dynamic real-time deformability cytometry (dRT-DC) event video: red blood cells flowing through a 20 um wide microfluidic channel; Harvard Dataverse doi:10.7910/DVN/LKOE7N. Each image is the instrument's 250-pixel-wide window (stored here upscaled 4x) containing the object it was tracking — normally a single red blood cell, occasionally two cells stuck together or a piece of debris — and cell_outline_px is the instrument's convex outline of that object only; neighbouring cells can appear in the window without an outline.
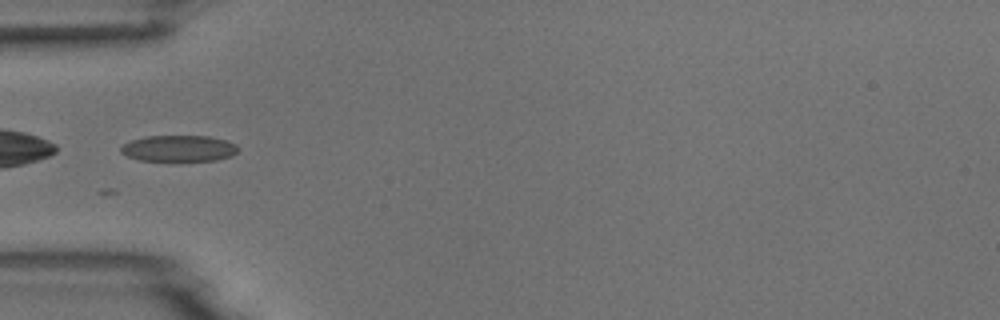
{"species": "common noctule bat (a hibernating species)", "species_latin": "Nyctalus noctula", "temperature_condition": "room temperature", "stored_images_in_passage": 1, "camera_frame_rate_fps": 3000, "um_per_image_px": 0.085, "animal": {"sex": "male", "body_mass_g": 18.8}, "frame": {"image": 1, "passage_image": 1, "time_ms": 0.0, "image_size_px": [1000, 320], "cell_outline_px": [[240, 148], [232, 156], [216, 160], [140, 160], [128, 156], [120, 152], [120, 148], [124, 144], [132, 140], [144, 136], [208, 136], [224, 140], [236, 144]], "centroid_in_image_um": [15.21, 12.6], "position_along_channel_um": 69.8, "area_um2": 17.74}}